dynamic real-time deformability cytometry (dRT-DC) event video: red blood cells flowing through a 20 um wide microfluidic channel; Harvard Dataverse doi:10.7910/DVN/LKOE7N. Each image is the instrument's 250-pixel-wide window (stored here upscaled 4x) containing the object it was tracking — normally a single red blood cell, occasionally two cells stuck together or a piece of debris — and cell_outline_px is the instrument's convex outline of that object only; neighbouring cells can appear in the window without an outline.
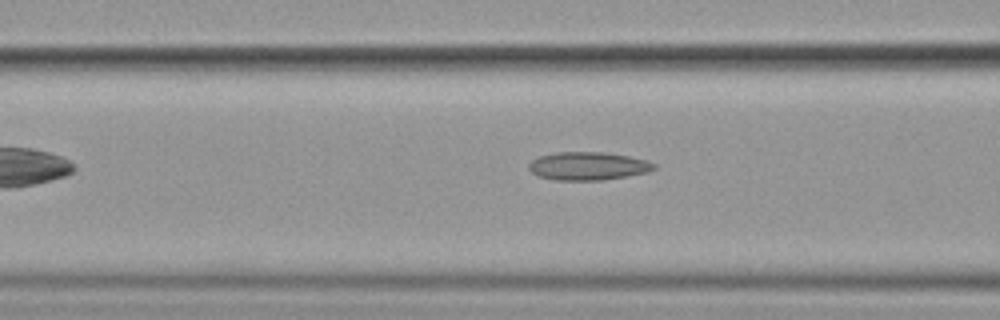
{"species": "common noctule bat (a hibernating species)", "species_latin": "Nyctalus noctula", "temperature_condition": "cold", "stored_images_in_passage": 32, "camera_frame_rate_fps": 3000, "um_per_image_px": 0.085, "animal": {"sex": "female", "body_mass_g": 19.9}, "frame": {"image": 1, "passage_image": 9, "time_ms": 2.667, "image_size_px": [1000, 320], "cell_outline_px": [[656, 168], [644, 172], [624, 176], [600, 180], [556, 180], [536, 176], [528, 168], [528, 164], [532, 160], [540, 156], [556, 152], [604, 152], [628, 156], [648, 160], [656, 164]], "centroid_in_image_um": [49.94, 14.1], "position_along_channel_um": 116.7, "area_um2": 20.4}}
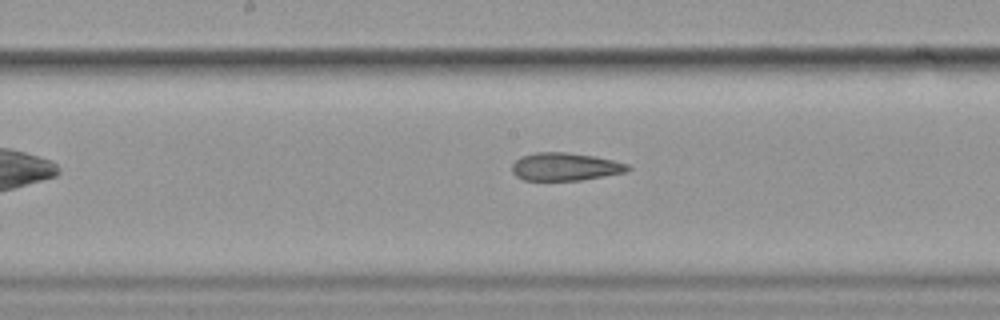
{"frame": {"image": 2, "passage_image": 16, "time_ms": 5.0, "image_size_px": [1000, 320], "cell_outline_px": [[632, 168], [628, 172], [580, 180], [524, 180], [516, 176], [512, 172], [512, 164], [520, 156], [536, 152], [568, 152], [596, 156], [628, 164]], "centroid_in_image_um": [48.05, 14.16], "position_along_channel_um": 200.2, "area_um2": 18.96}}
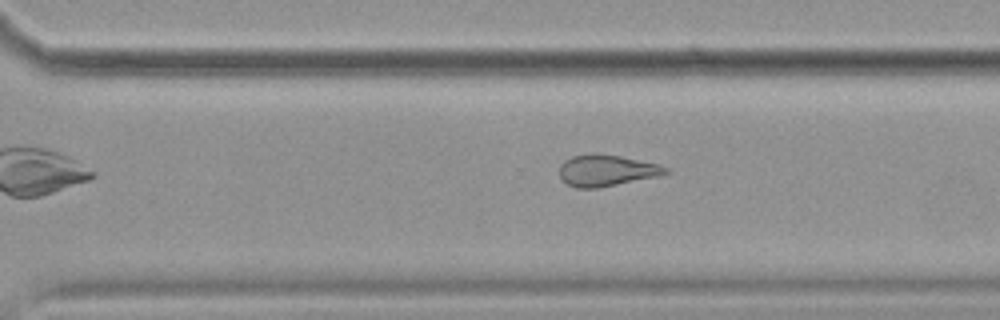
{"frame": {"image": 3, "passage_image": 26, "time_ms": 8.333, "image_size_px": [1000, 320], "cell_outline_px": [[668, 172], [660, 176], [596, 188], [576, 188], [568, 184], [560, 176], [560, 164], [564, 160], [572, 156], [592, 152], [620, 156], [660, 164], [668, 168]], "centroid_in_image_um": [51.55, 14.47], "position_along_channel_um": 319.0, "area_um2": 19.48}}